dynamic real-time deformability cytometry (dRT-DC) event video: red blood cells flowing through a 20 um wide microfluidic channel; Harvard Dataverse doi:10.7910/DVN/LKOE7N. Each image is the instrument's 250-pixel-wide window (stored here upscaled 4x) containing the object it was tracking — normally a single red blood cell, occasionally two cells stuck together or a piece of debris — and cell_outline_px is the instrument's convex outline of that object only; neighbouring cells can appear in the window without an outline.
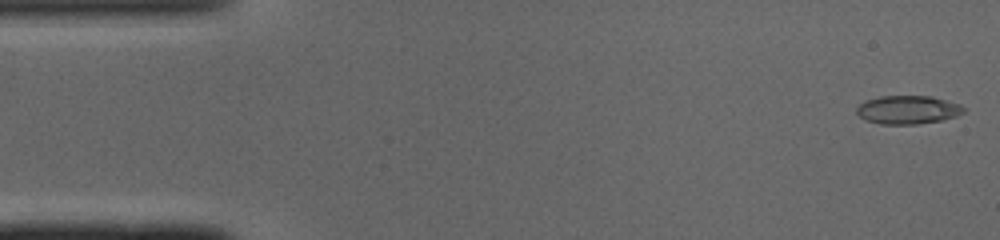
{"species": "common noctule bat (a hibernating species)", "species_latin": "Nyctalus noctula", "temperature_condition": "cold", "stored_images_in_passage": 48, "camera_frame_rate_fps": 3000, "um_per_image_px": 0.085, "animal": {"sex": "male", "body_mass_g": 19.0, "forearm_length_mm": 50.8}, "frame": {"image": 1, "passage_image": 1, "time_ms": 0.0, "image_size_px": [1000, 240], "cell_outline_px": [[964, 112], [956, 116], [940, 120], [916, 124], [880, 124], [864, 120], [856, 112], [856, 108], [860, 104], [868, 100], [880, 96], [932, 96], [960, 104], [964, 108]], "centroid_in_image_um": [77.15, 9.33], "position_along_channel_um": 7.8, "area_um2": 17.63}}
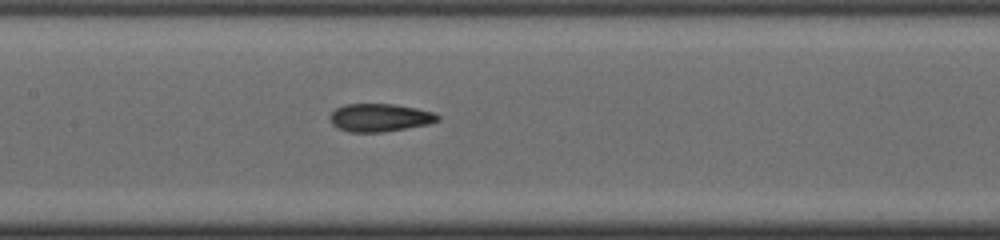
{"frame": {"image": 2, "passage_image": 22, "time_ms": 7.0, "image_size_px": [1000, 240], "cell_outline_px": [[440, 120], [428, 124], [384, 132], [348, 132], [336, 128], [332, 124], [328, 116], [336, 108], [344, 104], [392, 104], [416, 108], [432, 112], [440, 116]], "centroid_in_image_um": [32.24, 10.0], "position_along_channel_um": 175.2, "area_um2": 17.63}}
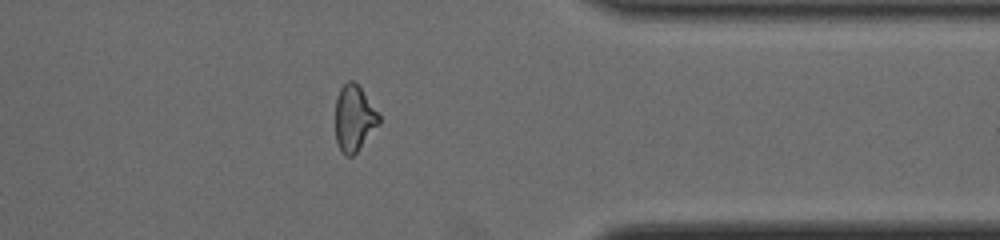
{"frame": {"image": 3, "passage_image": 38, "time_ms": 12.333, "image_size_px": [1000, 240], "cell_outline_px": [[380, 124], [356, 152], [352, 156], [344, 156], [336, 140], [336, 100], [340, 88], [348, 80], [352, 80], [360, 88], [380, 112]], "centroid_in_image_um": [30.12, 10.05], "position_along_channel_um": 381.3, "area_um2": 16.76}, "authors_computed_cell_mechanics": {"area_um2": 17.629, "velocity_mm_per_s": 4.1279, "shape_relaxation_time_tau1_ms": null, "shape_relaxation_time_tau2_ms": 2.821, "deformation_change_tau1": null, "deformation_change_tau2": 0.0874}}